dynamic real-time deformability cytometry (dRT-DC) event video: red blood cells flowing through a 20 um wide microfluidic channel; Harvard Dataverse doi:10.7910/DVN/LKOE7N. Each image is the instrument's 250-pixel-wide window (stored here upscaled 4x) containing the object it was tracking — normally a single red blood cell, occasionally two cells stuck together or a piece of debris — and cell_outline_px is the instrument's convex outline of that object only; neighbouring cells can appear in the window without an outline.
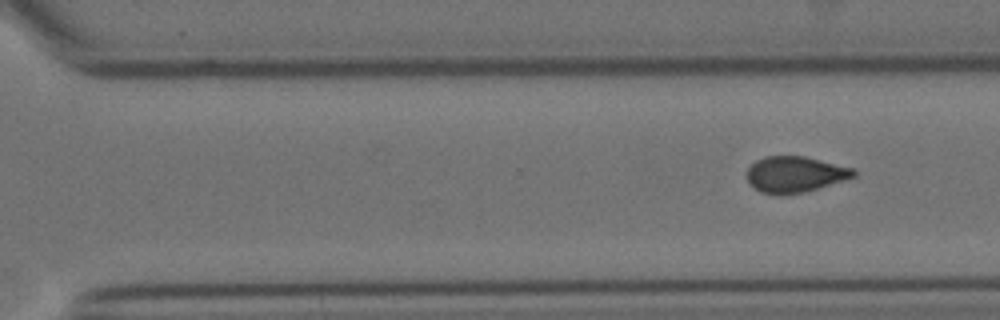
{"species": "Egyptian fruit bat (a non-hibernating species)", "species_latin": "Rousettus aegyptiacus", "temperature_condition": "cold", "stored_images_in_passage": 10, "segment_of_instrument_passage": [2, 2], "camera_frame_rate_fps": 3000, "um_per_image_px": 0.085, "animal": {"sex": "female"}, "frame": {"image": 1, "passage_image": 10, "time_ms": 11.333, "image_size_px": [1000, 320], "cell_outline_px": [[856, 176], [844, 180], [804, 192], [780, 196], [760, 192], [748, 184], [744, 176], [748, 168], [756, 160], [764, 156], [804, 156], [852, 168], [856, 172]], "centroid_in_image_um": [67.49, 14.83], "position_along_channel_um": 303.1, "area_um2": 22.6}}